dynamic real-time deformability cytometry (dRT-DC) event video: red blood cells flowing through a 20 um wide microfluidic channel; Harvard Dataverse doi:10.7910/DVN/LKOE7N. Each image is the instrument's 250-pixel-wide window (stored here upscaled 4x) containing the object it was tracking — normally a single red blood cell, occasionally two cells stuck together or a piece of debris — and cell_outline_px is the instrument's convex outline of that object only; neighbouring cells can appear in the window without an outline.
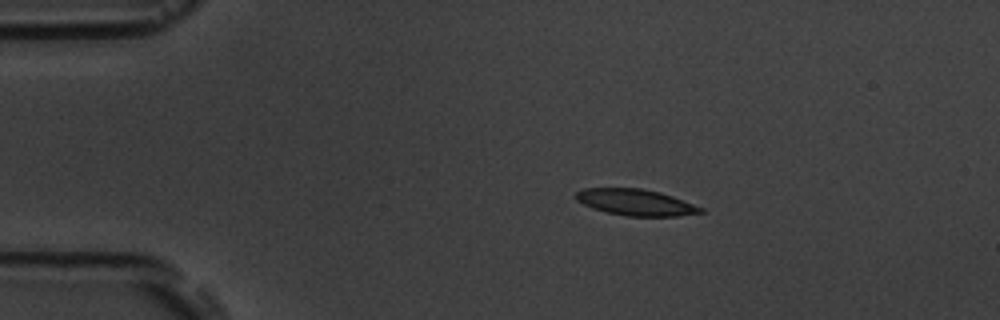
{"species": "common noctule bat (a hibernating species)", "species_latin": "Nyctalus noctula", "temperature_condition": "room temperature", "stored_images_in_passage": 15, "camera_frame_rate_fps": 3000, "um_per_image_px": 0.085, "animal": {"sex": "male", "body_mass_g": 19.5, "forearm_length_mm": 54.6}, "frame": {"image": 1, "passage_image": 2, "time_ms": 1.333, "image_size_px": [1000, 320], "cell_outline_px": [[704, 212], [680, 216], [624, 216], [592, 208], [576, 200], [576, 192], [584, 188], [640, 188], [660, 192], [672, 196], [704, 208]], "centroid_in_image_um": [54.05, 17.2], "position_along_channel_um": 31.0, "area_um2": 19.07}}
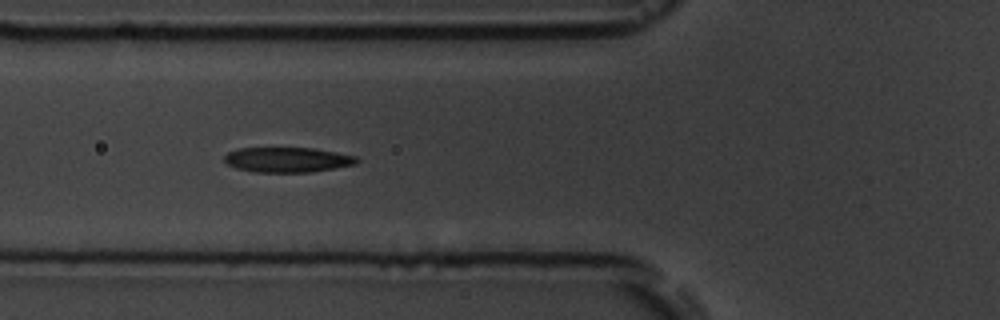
{"frame": {"image": 2, "passage_image": 5, "time_ms": 4.667, "image_size_px": [1000, 320], "cell_outline_px": [[360, 160], [356, 164], [312, 172], [252, 172], [236, 168], [228, 164], [224, 160], [224, 156], [228, 152], [240, 148], [316, 148], [356, 156]], "centroid_in_image_um": [24.44, 13.58], "position_along_channel_um": 101.4, "area_um2": 19.36}}
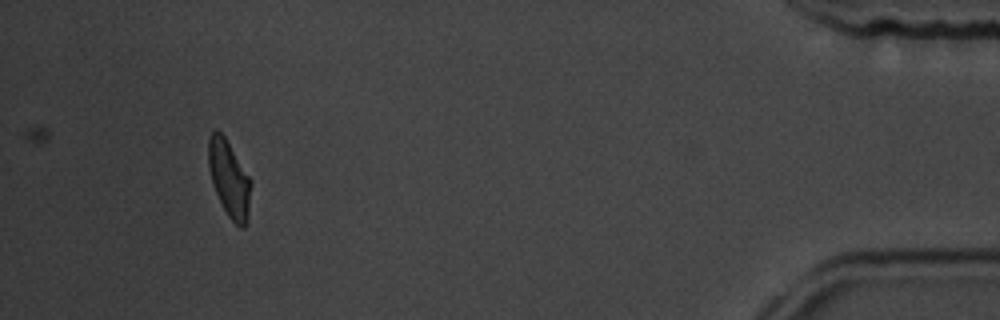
{"frame": {"image": 3, "passage_image": 14, "time_ms": 15.0, "image_size_px": [1000, 320], "cell_outline_px": [[252, 184], [248, 212], [244, 228], [240, 228], [228, 216], [212, 184], [208, 164], [208, 136], [216, 128], [224, 136], [252, 180]], "centroid_in_image_um": [19.47, 15.16], "position_along_channel_um": 415.7, "area_um2": 18.84}, "authors_computed_cell_mechanics": {"area_um2": 19.363, "velocity_mm_per_s": 3.7097, "shape_relaxation_time_tau1_ms": 3.3832, "shape_relaxation_time_tau2_ms": 2.9997, "deformation_change_tau1": 0.1312, "deformation_change_tau2": 0.0918}}